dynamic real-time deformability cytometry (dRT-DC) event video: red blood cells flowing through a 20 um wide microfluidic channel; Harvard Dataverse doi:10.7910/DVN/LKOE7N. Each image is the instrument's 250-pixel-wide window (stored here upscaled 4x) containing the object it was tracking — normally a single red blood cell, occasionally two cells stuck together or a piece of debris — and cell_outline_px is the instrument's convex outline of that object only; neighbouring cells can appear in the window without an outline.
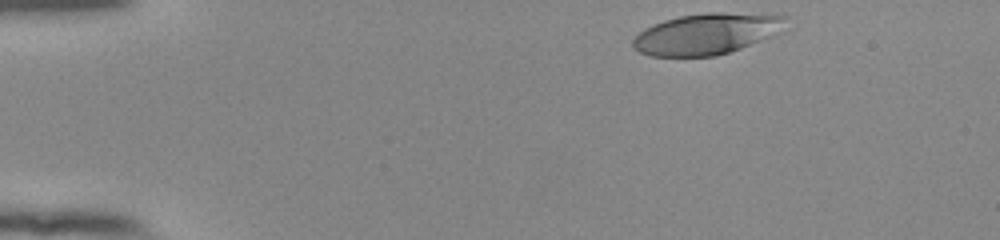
{"species": "human", "species_latin": "Homo sapiens", "temperature_condition": "room temperature", "stored_images_in_passage": 39, "camera_frame_rate_fps": 3000, "um_per_image_px": 0.085, "donor": {"sex": "female"}, "frame": {"image": 1, "passage_image": 1, "time_ms": 0.0, "image_size_px": [1000, 240], "cell_outline_px": [[792, 28], [740, 48], [716, 56], [648, 56], [632, 48], [632, 40], [644, 28], [652, 24], [664, 20], [680, 16], [708, 12], [780, 12], [788, 16]], "centroid_in_image_um": [60.23, 2.83], "position_along_channel_um": 24.8, "area_um2": 37.86}}
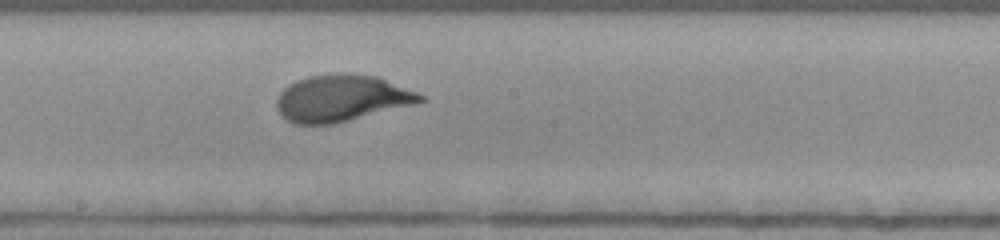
{"frame": {"image": 2, "passage_image": 23, "time_ms": 7.333, "image_size_px": [1000, 240], "cell_outline_px": [[428, 100], [332, 124], [296, 124], [288, 120], [276, 108], [276, 100], [280, 92], [288, 84], [296, 80], [308, 76], [344, 72], [380, 76], [416, 92], [424, 96]], "centroid_in_image_um": [29.02, 8.32], "position_along_channel_um": 219.2, "area_um2": 38.9}}
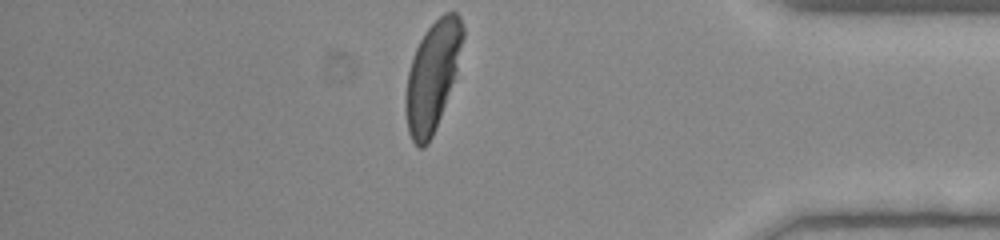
{"frame": {"image": 3, "passage_image": 39, "time_ms": 12.667, "image_size_px": [1000, 240], "cell_outline_px": [[464, 36], [456, 76], [436, 128], [428, 144], [424, 148], [420, 148], [412, 140], [408, 132], [404, 108], [404, 104], [408, 72], [412, 56], [424, 32], [444, 12], [456, 12], [460, 16], [464, 28]], "centroid_in_image_um": [36.76, 6.47], "position_along_channel_um": 398.4, "area_um2": 36.59}, "authors_computed_cell_mechanics": {"area_um2": 38.0902, "velocity_mm_per_s": 3.8722, "shape_relaxation_time_tau1_ms": 3.2583, "shape_relaxation_time_tau2_ms": null, "deformation_change_tau1": 0.2066, "deformation_change_tau2": null}}